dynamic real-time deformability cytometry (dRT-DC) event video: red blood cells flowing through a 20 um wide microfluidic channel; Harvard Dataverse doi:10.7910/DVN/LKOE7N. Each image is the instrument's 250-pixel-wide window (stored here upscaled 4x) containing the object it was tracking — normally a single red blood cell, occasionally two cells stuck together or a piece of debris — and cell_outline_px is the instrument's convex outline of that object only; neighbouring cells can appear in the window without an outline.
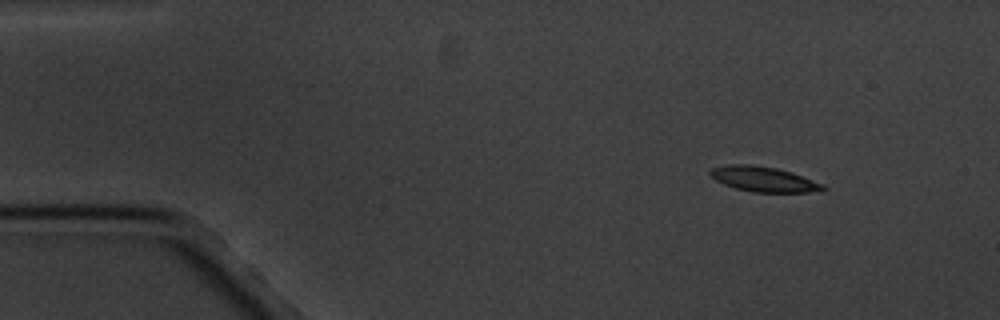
{"species": "common noctule bat (a hibernating species)", "species_latin": "Nyctalus noctula", "temperature_condition": "cold", "stored_images_in_passage": 3, "camera_frame_rate_fps": 3000, "um_per_image_px": 0.085, "animal": {"sex": "male", "body_mass_g": 20.1, "forearm_length_mm": 53.5}, "frame": {"image": 1, "passage_image": 1, "time_ms": 0.0, "image_size_px": [1000, 320], "cell_outline_px": [[828, 188], [808, 192], [752, 192], [736, 188], [724, 184], [716, 180], [708, 172], [712, 168], [728, 164], [752, 164], [776, 168], [792, 172], [824, 184]], "centroid_in_image_um": [64.9, 15.22], "position_along_channel_um": 20.1, "area_um2": 16.42}}